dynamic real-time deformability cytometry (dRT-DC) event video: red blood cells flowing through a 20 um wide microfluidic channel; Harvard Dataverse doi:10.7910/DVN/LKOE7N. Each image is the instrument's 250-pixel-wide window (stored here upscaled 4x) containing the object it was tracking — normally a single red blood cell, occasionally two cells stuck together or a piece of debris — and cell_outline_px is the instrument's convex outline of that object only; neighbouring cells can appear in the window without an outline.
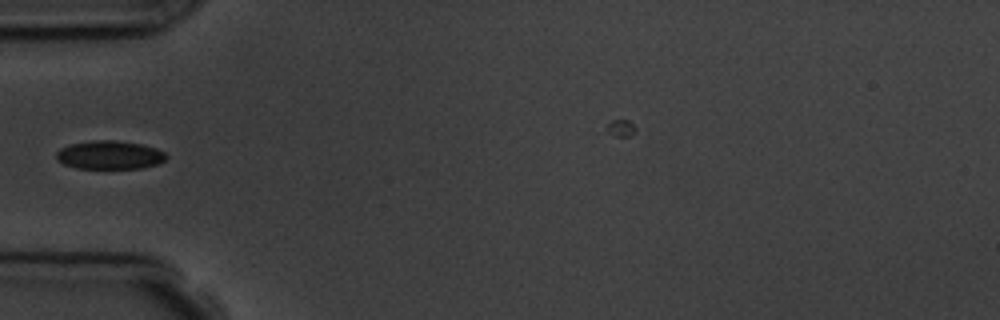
{"species": "common noctule bat (a hibernating species)", "species_latin": "Nyctalus noctula", "temperature_condition": "room temperature", "stored_images_in_passage": 5, "camera_frame_rate_fps": 3000, "um_per_image_px": 0.085, "animal": {"sex": "male", "body_mass_g": 19.5, "forearm_length_mm": 54.6}, "frame": {"image": 1, "passage_image": 4, "time_ms": 3.333, "image_size_px": [1000, 320], "cell_outline_px": [[168, 156], [160, 164], [144, 168], [76, 168], [64, 164], [56, 160], [56, 152], [60, 148], [72, 144], [92, 140], [116, 140], [140, 144], [156, 148], [164, 152]], "centroid_in_image_um": [9.33, 13.18], "position_along_channel_um": 75.7, "area_um2": 18.32}}